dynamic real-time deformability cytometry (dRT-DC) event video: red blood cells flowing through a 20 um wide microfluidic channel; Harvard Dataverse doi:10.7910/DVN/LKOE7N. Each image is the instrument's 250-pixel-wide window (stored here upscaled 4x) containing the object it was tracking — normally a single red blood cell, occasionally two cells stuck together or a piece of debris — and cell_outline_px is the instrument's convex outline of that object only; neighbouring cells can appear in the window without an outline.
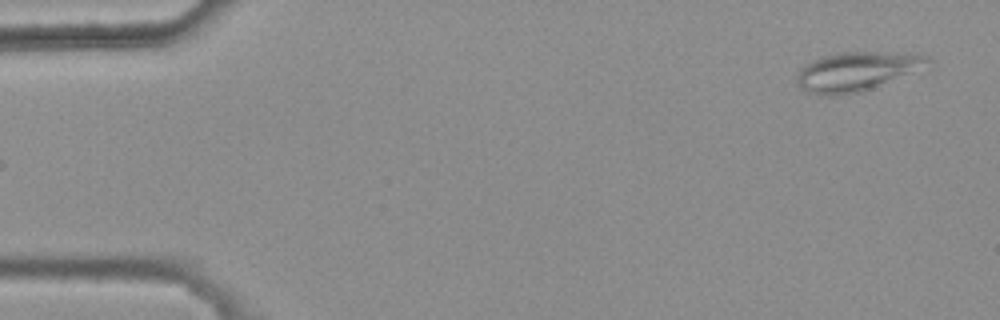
{"species": "common noctule bat (a hibernating species)", "species_latin": "Nyctalus noctula", "temperature_condition": "warm", "stored_images_in_passage": 5, "camera_frame_rate_fps": 3000, "um_per_image_px": 0.085, "animal": {"sex": "female", "body_mass_g": 25.1}, "frame": {"image": 1, "passage_image": 5, "time_ms": 1.333, "image_size_px": [1000, 320], "cell_outline_px": [[932, 60], [864, 92], [840, 96], [828, 96], [804, 92], [800, 88], [796, 80], [796, 72], [804, 64], [820, 56], [840, 52], [916, 52], [928, 56]], "centroid_in_image_um": [72.66, 6.07], "position_along_channel_um": 12.3, "area_um2": 29.71}}